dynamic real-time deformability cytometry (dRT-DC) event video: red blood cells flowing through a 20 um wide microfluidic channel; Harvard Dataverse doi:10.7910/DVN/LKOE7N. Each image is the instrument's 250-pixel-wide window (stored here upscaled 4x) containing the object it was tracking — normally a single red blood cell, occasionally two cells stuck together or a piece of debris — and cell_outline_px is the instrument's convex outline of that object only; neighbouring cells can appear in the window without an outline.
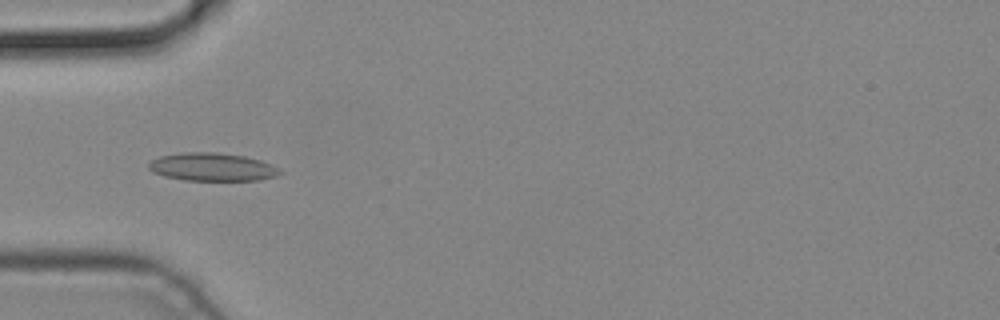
{"species": "common noctule bat (a hibernating species)", "species_latin": "Nyctalus noctula", "temperature_condition": "cold", "stored_images_in_passage": 3, "camera_frame_rate_fps": 3000, "um_per_image_px": 0.085, "animal": {"sex": "male", "body_mass_g": 19.2, "forearm_length_mm": 51.8}, "frame": {"image": 1, "passage_image": 3, "time_ms": 0.667, "image_size_px": [1000, 320], "cell_outline_px": [[284, 172], [276, 176], [260, 180], [184, 180], [164, 176], [152, 172], [148, 168], [148, 164], [152, 160], [160, 156], [184, 152], [216, 152], [244, 156], [260, 160], [272, 164]], "centroid_in_image_um": [18.05, 14.19], "position_along_channel_um": 67.0, "area_um2": 21.5}}